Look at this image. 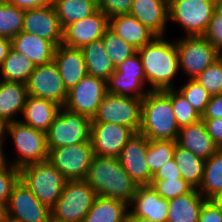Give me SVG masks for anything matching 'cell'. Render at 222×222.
<instances>
[{
    "mask_svg": "<svg viewBox=\"0 0 222 222\" xmlns=\"http://www.w3.org/2000/svg\"><path fill=\"white\" fill-rule=\"evenodd\" d=\"M84 180L97 196L119 199L127 204L138 189V185L124 170L117 157L95 155Z\"/></svg>",
    "mask_w": 222,
    "mask_h": 222,
    "instance_id": "2",
    "label": "cell"
},
{
    "mask_svg": "<svg viewBox=\"0 0 222 222\" xmlns=\"http://www.w3.org/2000/svg\"><path fill=\"white\" fill-rule=\"evenodd\" d=\"M25 10L15 5L0 2V37L12 39L23 28Z\"/></svg>",
    "mask_w": 222,
    "mask_h": 222,
    "instance_id": "35",
    "label": "cell"
},
{
    "mask_svg": "<svg viewBox=\"0 0 222 222\" xmlns=\"http://www.w3.org/2000/svg\"><path fill=\"white\" fill-rule=\"evenodd\" d=\"M11 49V39L0 37V68Z\"/></svg>",
    "mask_w": 222,
    "mask_h": 222,
    "instance_id": "50",
    "label": "cell"
},
{
    "mask_svg": "<svg viewBox=\"0 0 222 222\" xmlns=\"http://www.w3.org/2000/svg\"><path fill=\"white\" fill-rule=\"evenodd\" d=\"M128 208L122 200L97 196L83 222H127Z\"/></svg>",
    "mask_w": 222,
    "mask_h": 222,
    "instance_id": "29",
    "label": "cell"
},
{
    "mask_svg": "<svg viewBox=\"0 0 222 222\" xmlns=\"http://www.w3.org/2000/svg\"><path fill=\"white\" fill-rule=\"evenodd\" d=\"M97 195L84 179L68 180L51 209L52 222H83Z\"/></svg>",
    "mask_w": 222,
    "mask_h": 222,
    "instance_id": "5",
    "label": "cell"
},
{
    "mask_svg": "<svg viewBox=\"0 0 222 222\" xmlns=\"http://www.w3.org/2000/svg\"><path fill=\"white\" fill-rule=\"evenodd\" d=\"M206 199L196 188L188 193L168 200L167 222H198L202 205Z\"/></svg>",
    "mask_w": 222,
    "mask_h": 222,
    "instance_id": "27",
    "label": "cell"
},
{
    "mask_svg": "<svg viewBox=\"0 0 222 222\" xmlns=\"http://www.w3.org/2000/svg\"><path fill=\"white\" fill-rule=\"evenodd\" d=\"M22 32L49 40L56 47L63 42V27L52 3L25 10Z\"/></svg>",
    "mask_w": 222,
    "mask_h": 222,
    "instance_id": "18",
    "label": "cell"
},
{
    "mask_svg": "<svg viewBox=\"0 0 222 222\" xmlns=\"http://www.w3.org/2000/svg\"><path fill=\"white\" fill-rule=\"evenodd\" d=\"M102 40L104 42L106 52L115 68L137 52L136 48L121 39L109 27L106 29Z\"/></svg>",
    "mask_w": 222,
    "mask_h": 222,
    "instance_id": "37",
    "label": "cell"
},
{
    "mask_svg": "<svg viewBox=\"0 0 222 222\" xmlns=\"http://www.w3.org/2000/svg\"><path fill=\"white\" fill-rule=\"evenodd\" d=\"M211 96L222 94V55L195 79Z\"/></svg>",
    "mask_w": 222,
    "mask_h": 222,
    "instance_id": "40",
    "label": "cell"
},
{
    "mask_svg": "<svg viewBox=\"0 0 222 222\" xmlns=\"http://www.w3.org/2000/svg\"><path fill=\"white\" fill-rule=\"evenodd\" d=\"M222 190V149H218L205 160L203 180L198 191L205 199H210Z\"/></svg>",
    "mask_w": 222,
    "mask_h": 222,
    "instance_id": "34",
    "label": "cell"
},
{
    "mask_svg": "<svg viewBox=\"0 0 222 222\" xmlns=\"http://www.w3.org/2000/svg\"><path fill=\"white\" fill-rule=\"evenodd\" d=\"M171 104L179 128L194 124L202 119V116L195 111L176 88L171 89Z\"/></svg>",
    "mask_w": 222,
    "mask_h": 222,
    "instance_id": "38",
    "label": "cell"
},
{
    "mask_svg": "<svg viewBox=\"0 0 222 222\" xmlns=\"http://www.w3.org/2000/svg\"><path fill=\"white\" fill-rule=\"evenodd\" d=\"M129 15L156 36H164L169 20L168 0H133Z\"/></svg>",
    "mask_w": 222,
    "mask_h": 222,
    "instance_id": "22",
    "label": "cell"
},
{
    "mask_svg": "<svg viewBox=\"0 0 222 222\" xmlns=\"http://www.w3.org/2000/svg\"><path fill=\"white\" fill-rule=\"evenodd\" d=\"M178 90L183 94L195 111L202 116L212 97L210 93L195 79H188V82L181 85Z\"/></svg>",
    "mask_w": 222,
    "mask_h": 222,
    "instance_id": "39",
    "label": "cell"
},
{
    "mask_svg": "<svg viewBox=\"0 0 222 222\" xmlns=\"http://www.w3.org/2000/svg\"><path fill=\"white\" fill-rule=\"evenodd\" d=\"M209 200L222 210V190L212 196Z\"/></svg>",
    "mask_w": 222,
    "mask_h": 222,
    "instance_id": "52",
    "label": "cell"
},
{
    "mask_svg": "<svg viewBox=\"0 0 222 222\" xmlns=\"http://www.w3.org/2000/svg\"><path fill=\"white\" fill-rule=\"evenodd\" d=\"M106 93L105 80L86 75L68 91L63 107L93 119Z\"/></svg>",
    "mask_w": 222,
    "mask_h": 222,
    "instance_id": "15",
    "label": "cell"
},
{
    "mask_svg": "<svg viewBox=\"0 0 222 222\" xmlns=\"http://www.w3.org/2000/svg\"><path fill=\"white\" fill-rule=\"evenodd\" d=\"M216 12L222 15V0H216Z\"/></svg>",
    "mask_w": 222,
    "mask_h": 222,
    "instance_id": "55",
    "label": "cell"
},
{
    "mask_svg": "<svg viewBox=\"0 0 222 222\" xmlns=\"http://www.w3.org/2000/svg\"><path fill=\"white\" fill-rule=\"evenodd\" d=\"M222 118V94L213 95L207 104L202 119Z\"/></svg>",
    "mask_w": 222,
    "mask_h": 222,
    "instance_id": "48",
    "label": "cell"
},
{
    "mask_svg": "<svg viewBox=\"0 0 222 222\" xmlns=\"http://www.w3.org/2000/svg\"><path fill=\"white\" fill-rule=\"evenodd\" d=\"M127 217L148 218L155 222H167L168 200L162 198L151 185L138 186Z\"/></svg>",
    "mask_w": 222,
    "mask_h": 222,
    "instance_id": "20",
    "label": "cell"
},
{
    "mask_svg": "<svg viewBox=\"0 0 222 222\" xmlns=\"http://www.w3.org/2000/svg\"><path fill=\"white\" fill-rule=\"evenodd\" d=\"M146 79L141 57L136 52L121 63L106 81L107 92L119 96L144 98L149 89H144ZM144 90V91H143Z\"/></svg>",
    "mask_w": 222,
    "mask_h": 222,
    "instance_id": "12",
    "label": "cell"
},
{
    "mask_svg": "<svg viewBox=\"0 0 222 222\" xmlns=\"http://www.w3.org/2000/svg\"><path fill=\"white\" fill-rule=\"evenodd\" d=\"M109 28L137 50L144 47L156 36L129 14H119L110 17Z\"/></svg>",
    "mask_w": 222,
    "mask_h": 222,
    "instance_id": "25",
    "label": "cell"
},
{
    "mask_svg": "<svg viewBox=\"0 0 222 222\" xmlns=\"http://www.w3.org/2000/svg\"><path fill=\"white\" fill-rule=\"evenodd\" d=\"M82 52L88 75L107 81L114 74L116 68L106 52L102 38L84 46Z\"/></svg>",
    "mask_w": 222,
    "mask_h": 222,
    "instance_id": "30",
    "label": "cell"
},
{
    "mask_svg": "<svg viewBox=\"0 0 222 222\" xmlns=\"http://www.w3.org/2000/svg\"><path fill=\"white\" fill-rule=\"evenodd\" d=\"M92 119L60 107L46 132L48 149L91 142Z\"/></svg>",
    "mask_w": 222,
    "mask_h": 222,
    "instance_id": "6",
    "label": "cell"
},
{
    "mask_svg": "<svg viewBox=\"0 0 222 222\" xmlns=\"http://www.w3.org/2000/svg\"><path fill=\"white\" fill-rule=\"evenodd\" d=\"M27 97L26 84L2 79L0 82V116L7 122L19 121L14 118L17 114L23 113Z\"/></svg>",
    "mask_w": 222,
    "mask_h": 222,
    "instance_id": "28",
    "label": "cell"
},
{
    "mask_svg": "<svg viewBox=\"0 0 222 222\" xmlns=\"http://www.w3.org/2000/svg\"><path fill=\"white\" fill-rule=\"evenodd\" d=\"M4 1L24 10L44 7L51 3V0H4Z\"/></svg>",
    "mask_w": 222,
    "mask_h": 222,
    "instance_id": "49",
    "label": "cell"
},
{
    "mask_svg": "<svg viewBox=\"0 0 222 222\" xmlns=\"http://www.w3.org/2000/svg\"><path fill=\"white\" fill-rule=\"evenodd\" d=\"M11 48L26 55L35 66L51 62L56 50V46L49 40L22 31L11 39Z\"/></svg>",
    "mask_w": 222,
    "mask_h": 222,
    "instance_id": "24",
    "label": "cell"
},
{
    "mask_svg": "<svg viewBox=\"0 0 222 222\" xmlns=\"http://www.w3.org/2000/svg\"><path fill=\"white\" fill-rule=\"evenodd\" d=\"M142 98L106 93L92 122L119 124L139 132Z\"/></svg>",
    "mask_w": 222,
    "mask_h": 222,
    "instance_id": "9",
    "label": "cell"
},
{
    "mask_svg": "<svg viewBox=\"0 0 222 222\" xmlns=\"http://www.w3.org/2000/svg\"><path fill=\"white\" fill-rule=\"evenodd\" d=\"M86 1L95 2L97 5H98V3H99V0H86Z\"/></svg>",
    "mask_w": 222,
    "mask_h": 222,
    "instance_id": "58",
    "label": "cell"
},
{
    "mask_svg": "<svg viewBox=\"0 0 222 222\" xmlns=\"http://www.w3.org/2000/svg\"><path fill=\"white\" fill-rule=\"evenodd\" d=\"M5 217L15 222H52L51 209L42 204L21 181L13 187Z\"/></svg>",
    "mask_w": 222,
    "mask_h": 222,
    "instance_id": "13",
    "label": "cell"
},
{
    "mask_svg": "<svg viewBox=\"0 0 222 222\" xmlns=\"http://www.w3.org/2000/svg\"><path fill=\"white\" fill-rule=\"evenodd\" d=\"M3 148L4 145L0 144V168L8 162L6 154L3 152L4 151Z\"/></svg>",
    "mask_w": 222,
    "mask_h": 222,
    "instance_id": "53",
    "label": "cell"
},
{
    "mask_svg": "<svg viewBox=\"0 0 222 222\" xmlns=\"http://www.w3.org/2000/svg\"><path fill=\"white\" fill-rule=\"evenodd\" d=\"M208 134L219 149H222V118L202 119Z\"/></svg>",
    "mask_w": 222,
    "mask_h": 222,
    "instance_id": "47",
    "label": "cell"
},
{
    "mask_svg": "<svg viewBox=\"0 0 222 222\" xmlns=\"http://www.w3.org/2000/svg\"><path fill=\"white\" fill-rule=\"evenodd\" d=\"M179 130L171 104V89L149 91L142 101L139 133L148 140L176 141Z\"/></svg>",
    "mask_w": 222,
    "mask_h": 222,
    "instance_id": "3",
    "label": "cell"
},
{
    "mask_svg": "<svg viewBox=\"0 0 222 222\" xmlns=\"http://www.w3.org/2000/svg\"><path fill=\"white\" fill-rule=\"evenodd\" d=\"M177 144L193 154L207 160L219 148L208 134L203 120L181 127L176 140Z\"/></svg>",
    "mask_w": 222,
    "mask_h": 222,
    "instance_id": "23",
    "label": "cell"
},
{
    "mask_svg": "<svg viewBox=\"0 0 222 222\" xmlns=\"http://www.w3.org/2000/svg\"><path fill=\"white\" fill-rule=\"evenodd\" d=\"M20 179L50 209L55 206L68 181L48 160L22 167Z\"/></svg>",
    "mask_w": 222,
    "mask_h": 222,
    "instance_id": "4",
    "label": "cell"
},
{
    "mask_svg": "<svg viewBox=\"0 0 222 222\" xmlns=\"http://www.w3.org/2000/svg\"><path fill=\"white\" fill-rule=\"evenodd\" d=\"M203 36L222 54V15L214 12Z\"/></svg>",
    "mask_w": 222,
    "mask_h": 222,
    "instance_id": "43",
    "label": "cell"
},
{
    "mask_svg": "<svg viewBox=\"0 0 222 222\" xmlns=\"http://www.w3.org/2000/svg\"><path fill=\"white\" fill-rule=\"evenodd\" d=\"M216 11V0H168L169 20L179 23L186 36H203Z\"/></svg>",
    "mask_w": 222,
    "mask_h": 222,
    "instance_id": "8",
    "label": "cell"
},
{
    "mask_svg": "<svg viewBox=\"0 0 222 222\" xmlns=\"http://www.w3.org/2000/svg\"><path fill=\"white\" fill-rule=\"evenodd\" d=\"M136 132L126 126L105 122H91V142L94 154L118 157L122 148Z\"/></svg>",
    "mask_w": 222,
    "mask_h": 222,
    "instance_id": "17",
    "label": "cell"
},
{
    "mask_svg": "<svg viewBox=\"0 0 222 222\" xmlns=\"http://www.w3.org/2000/svg\"><path fill=\"white\" fill-rule=\"evenodd\" d=\"M137 52L141 57L146 82L150 83V91L175 88L173 79L180 69L175 42L166 41L163 36H155Z\"/></svg>",
    "mask_w": 222,
    "mask_h": 222,
    "instance_id": "1",
    "label": "cell"
},
{
    "mask_svg": "<svg viewBox=\"0 0 222 222\" xmlns=\"http://www.w3.org/2000/svg\"><path fill=\"white\" fill-rule=\"evenodd\" d=\"M7 133L11 135L19 155L10 163L14 167L21 169L29 164L48 160L46 133L25 125L21 120L9 122Z\"/></svg>",
    "mask_w": 222,
    "mask_h": 222,
    "instance_id": "7",
    "label": "cell"
},
{
    "mask_svg": "<svg viewBox=\"0 0 222 222\" xmlns=\"http://www.w3.org/2000/svg\"><path fill=\"white\" fill-rule=\"evenodd\" d=\"M60 107L51 100L28 96L22 113L24 120L21 122L46 133Z\"/></svg>",
    "mask_w": 222,
    "mask_h": 222,
    "instance_id": "26",
    "label": "cell"
},
{
    "mask_svg": "<svg viewBox=\"0 0 222 222\" xmlns=\"http://www.w3.org/2000/svg\"><path fill=\"white\" fill-rule=\"evenodd\" d=\"M148 139L137 132L117 157L124 170L138 186L151 185L152 174L147 163Z\"/></svg>",
    "mask_w": 222,
    "mask_h": 222,
    "instance_id": "16",
    "label": "cell"
},
{
    "mask_svg": "<svg viewBox=\"0 0 222 222\" xmlns=\"http://www.w3.org/2000/svg\"><path fill=\"white\" fill-rule=\"evenodd\" d=\"M63 29L95 13L98 5L86 0H51Z\"/></svg>",
    "mask_w": 222,
    "mask_h": 222,
    "instance_id": "32",
    "label": "cell"
},
{
    "mask_svg": "<svg viewBox=\"0 0 222 222\" xmlns=\"http://www.w3.org/2000/svg\"><path fill=\"white\" fill-rule=\"evenodd\" d=\"M176 143L173 140H148L146 157L152 175L174 158Z\"/></svg>",
    "mask_w": 222,
    "mask_h": 222,
    "instance_id": "36",
    "label": "cell"
},
{
    "mask_svg": "<svg viewBox=\"0 0 222 222\" xmlns=\"http://www.w3.org/2000/svg\"><path fill=\"white\" fill-rule=\"evenodd\" d=\"M198 222H222V210L206 199L202 205Z\"/></svg>",
    "mask_w": 222,
    "mask_h": 222,
    "instance_id": "45",
    "label": "cell"
},
{
    "mask_svg": "<svg viewBox=\"0 0 222 222\" xmlns=\"http://www.w3.org/2000/svg\"><path fill=\"white\" fill-rule=\"evenodd\" d=\"M1 222H15V221H12V220L8 219L7 217H5Z\"/></svg>",
    "mask_w": 222,
    "mask_h": 222,
    "instance_id": "57",
    "label": "cell"
},
{
    "mask_svg": "<svg viewBox=\"0 0 222 222\" xmlns=\"http://www.w3.org/2000/svg\"><path fill=\"white\" fill-rule=\"evenodd\" d=\"M5 218V207L0 203V222Z\"/></svg>",
    "mask_w": 222,
    "mask_h": 222,
    "instance_id": "56",
    "label": "cell"
},
{
    "mask_svg": "<svg viewBox=\"0 0 222 222\" xmlns=\"http://www.w3.org/2000/svg\"><path fill=\"white\" fill-rule=\"evenodd\" d=\"M28 96L51 100L61 107L68 96L62 77L54 60L38 65L26 83Z\"/></svg>",
    "mask_w": 222,
    "mask_h": 222,
    "instance_id": "14",
    "label": "cell"
},
{
    "mask_svg": "<svg viewBox=\"0 0 222 222\" xmlns=\"http://www.w3.org/2000/svg\"><path fill=\"white\" fill-rule=\"evenodd\" d=\"M127 222H155L148 218L141 217H127Z\"/></svg>",
    "mask_w": 222,
    "mask_h": 222,
    "instance_id": "54",
    "label": "cell"
},
{
    "mask_svg": "<svg viewBox=\"0 0 222 222\" xmlns=\"http://www.w3.org/2000/svg\"><path fill=\"white\" fill-rule=\"evenodd\" d=\"M109 27V18L98 9L92 15L73 22L63 29L62 44L82 49L87 44L101 39Z\"/></svg>",
    "mask_w": 222,
    "mask_h": 222,
    "instance_id": "19",
    "label": "cell"
},
{
    "mask_svg": "<svg viewBox=\"0 0 222 222\" xmlns=\"http://www.w3.org/2000/svg\"><path fill=\"white\" fill-rule=\"evenodd\" d=\"M95 156L92 142L53 148L48 161L67 179H85Z\"/></svg>",
    "mask_w": 222,
    "mask_h": 222,
    "instance_id": "11",
    "label": "cell"
},
{
    "mask_svg": "<svg viewBox=\"0 0 222 222\" xmlns=\"http://www.w3.org/2000/svg\"><path fill=\"white\" fill-rule=\"evenodd\" d=\"M151 186L166 200L188 193L192 187L183 179L151 180Z\"/></svg>",
    "mask_w": 222,
    "mask_h": 222,
    "instance_id": "41",
    "label": "cell"
},
{
    "mask_svg": "<svg viewBox=\"0 0 222 222\" xmlns=\"http://www.w3.org/2000/svg\"><path fill=\"white\" fill-rule=\"evenodd\" d=\"M8 123L3 117L0 116V144L3 145L5 139V134L7 132Z\"/></svg>",
    "mask_w": 222,
    "mask_h": 222,
    "instance_id": "51",
    "label": "cell"
},
{
    "mask_svg": "<svg viewBox=\"0 0 222 222\" xmlns=\"http://www.w3.org/2000/svg\"><path fill=\"white\" fill-rule=\"evenodd\" d=\"M177 178H182V176L174 158L163 165L152 176V180H167Z\"/></svg>",
    "mask_w": 222,
    "mask_h": 222,
    "instance_id": "46",
    "label": "cell"
},
{
    "mask_svg": "<svg viewBox=\"0 0 222 222\" xmlns=\"http://www.w3.org/2000/svg\"><path fill=\"white\" fill-rule=\"evenodd\" d=\"M53 60L68 91L88 75L82 49L60 44Z\"/></svg>",
    "mask_w": 222,
    "mask_h": 222,
    "instance_id": "21",
    "label": "cell"
},
{
    "mask_svg": "<svg viewBox=\"0 0 222 222\" xmlns=\"http://www.w3.org/2000/svg\"><path fill=\"white\" fill-rule=\"evenodd\" d=\"M174 159L180 169L182 178L192 187L198 189L204 175L205 160L177 143L174 150Z\"/></svg>",
    "mask_w": 222,
    "mask_h": 222,
    "instance_id": "31",
    "label": "cell"
},
{
    "mask_svg": "<svg viewBox=\"0 0 222 222\" xmlns=\"http://www.w3.org/2000/svg\"><path fill=\"white\" fill-rule=\"evenodd\" d=\"M179 67L188 79H196L222 54L204 36H185L175 41Z\"/></svg>",
    "mask_w": 222,
    "mask_h": 222,
    "instance_id": "10",
    "label": "cell"
},
{
    "mask_svg": "<svg viewBox=\"0 0 222 222\" xmlns=\"http://www.w3.org/2000/svg\"><path fill=\"white\" fill-rule=\"evenodd\" d=\"M35 67L26 55L11 48L0 68V75L3 80L26 84Z\"/></svg>",
    "mask_w": 222,
    "mask_h": 222,
    "instance_id": "33",
    "label": "cell"
},
{
    "mask_svg": "<svg viewBox=\"0 0 222 222\" xmlns=\"http://www.w3.org/2000/svg\"><path fill=\"white\" fill-rule=\"evenodd\" d=\"M20 180V169L7 162L0 168V203L5 207L9 201L13 187Z\"/></svg>",
    "mask_w": 222,
    "mask_h": 222,
    "instance_id": "42",
    "label": "cell"
},
{
    "mask_svg": "<svg viewBox=\"0 0 222 222\" xmlns=\"http://www.w3.org/2000/svg\"><path fill=\"white\" fill-rule=\"evenodd\" d=\"M133 0H99L100 9L108 18L119 15L129 14Z\"/></svg>",
    "mask_w": 222,
    "mask_h": 222,
    "instance_id": "44",
    "label": "cell"
}]
</instances>
